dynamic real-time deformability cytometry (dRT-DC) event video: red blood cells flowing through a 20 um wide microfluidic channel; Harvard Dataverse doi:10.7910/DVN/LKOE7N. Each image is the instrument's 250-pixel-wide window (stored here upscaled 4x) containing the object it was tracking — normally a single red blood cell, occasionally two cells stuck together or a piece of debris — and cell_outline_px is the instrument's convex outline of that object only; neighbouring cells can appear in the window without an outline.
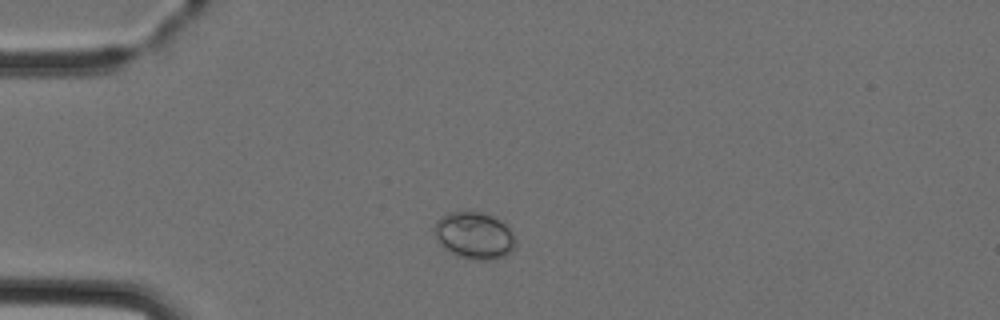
{"species": "Egyptian fruit bat (a non-hibernating species)", "species_latin": "Rousettus aegyptiacus", "temperature_condition": "cold", "stored_images_in_passage": 1, "camera_frame_rate_fps": 3000, "um_per_image_px": 0.085, "animal": {"sex": "female"}, "frame": {"image": 1, "passage_image": 1, "time_ms": 0.0, "image_size_px": [1000, 320], "cell_outline_px": [[516, 248], [504, 256], [496, 260], [472, 260], [448, 252], [436, 240], [432, 228], [436, 220], [440, 216], [452, 212], [484, 212], [508, 224], [516, 240]], "centroid_in_image_um": [40.32, 20.03], "position_along_channel_um": 44.7, "area_um2": 22.77}}